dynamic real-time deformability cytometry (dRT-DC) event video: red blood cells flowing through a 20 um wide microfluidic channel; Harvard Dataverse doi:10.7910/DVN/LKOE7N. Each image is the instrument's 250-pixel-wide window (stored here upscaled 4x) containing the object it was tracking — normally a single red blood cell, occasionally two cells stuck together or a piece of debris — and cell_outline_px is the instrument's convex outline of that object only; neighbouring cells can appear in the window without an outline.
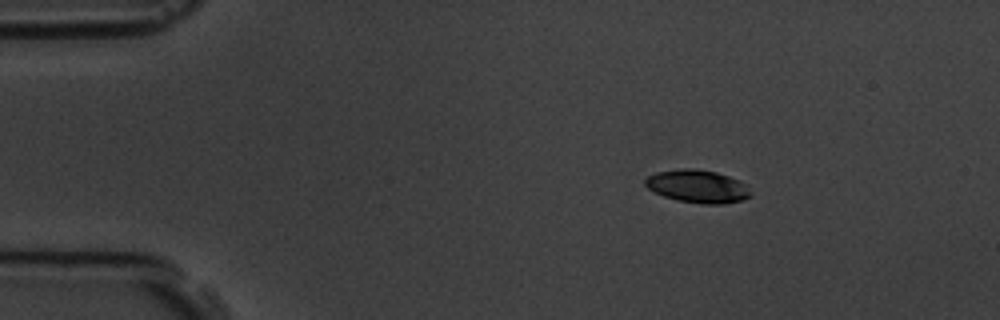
{"species": "common noctule bat (a hibernating species)", "species_latin": "Nyctalus noctula", "temperature_condition": "room temperature", "stored_images_in_passage": 5, "camera_frame_rate_fps": 3000, "um_per_image_px": 0.085, "animal": {"sex": "male", "body_mass_g": 19.5, "forearm_length_mm": 54.6}, "frame": {"image": 1, "passage_image": 1, "time_ms": 0.0, "image_size_px": [1000, 320], "cell_outline_px": [[752, 196], [740, 200], [724, 204], [704, 204], [676, 200], [664, 196], [648, 188], [644, 184], [644, 180], [648, 176], [656, 172], [684, 168], [692, 168], [716, 172], [740, 180], [748, 184], [752, 192]], "centroid_in_image_um": [59.34, 15.84], "position_along_channel_um": 25.7, "area_um2": 20.35}}
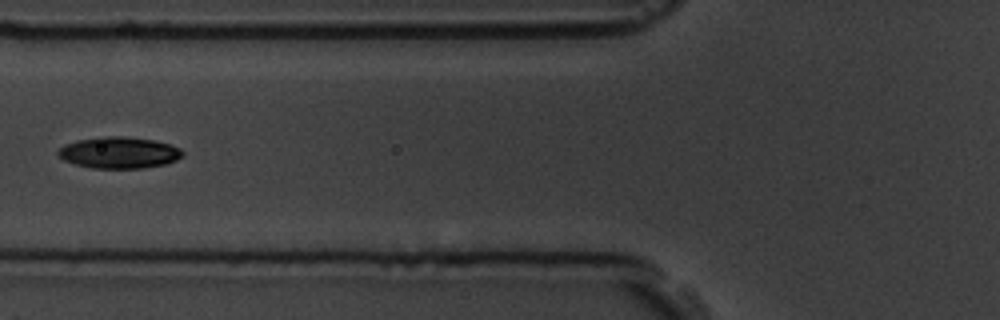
{"frame": {"image": 2, "passage_image": 5, "time_ms": 4.333, "image_size_px": [1000, 320], "cell_outline_px": [[184, 156], [176, 160], [164, 164], [144, 168], [92, 168], [76, 164], [64, 160], [56, 152], [64, 144], [76, 140], [100, 136], [124, 136], [152, 140], [168, 144], [180, 148], [184, 152]], "centroid_in_image_um": [10.11, 12.97], "position_along_channel_um": 115.7, "area_um2": 22.83}}